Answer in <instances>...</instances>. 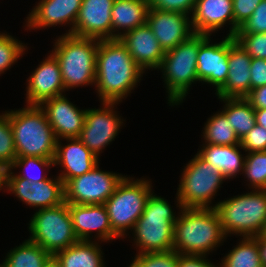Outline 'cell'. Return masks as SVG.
Listing matches in <instances>:
<instances>
[{
	"label": "cell",
	"instance_id": "d6986e66",
	"mask_svg": "<svg viewBox=\"0 0 266 267\" xmlns=\"http://www.w3.org/2000/svg\"><path fill=\"white\" fill-rule=\"evenodd\" d=\"M146 23L164 52L172 50L194 34L191 16L181 12L149 8Z\"/></svg>",
	"mask_w": 266,
	"mask_h": 267
},
{
	"label": "cell",
	"instance_id": "e575fe53",
	"mask_svg": "<svg viewBox=\"0 0 266 267\" xmlns=\"http://www.w3.org/2000/svg\"><path fill=\"white\" fill-rule=\"evenodd\" d=\"M17 158L7 110L0 113V165L10 167Z\"/></svg>",
	"mask_w": 266,
	"mask_h": 267
},
{
	"label": "cell",
	"instance_id": "f546056e",
	"mask_svg": "<svg viewBox=\"0 0 266 267\" xmlns=\"http://www.w3.org/2000/svg\"><path fill=\"white\" fill-rule=\"evenodd\" d=\"M238 242L220 259V267H262L255 237H239Z\"/></svg>",
	"mask_w": 266,
	"mask_h": 267
},
{
	"label": "cell",
	"instance_id": "9c48e42d",
	"mask_svg": "<svg viewBox=\"0 0 266 267\" xmlns=\"http://www.w3.org/2000/svg\"><path fill=\"white\" fill-rule=\"evenodd\" d=\"M183 167L176 191L183 208H215L217 193L224 187L225 181L229 182L222 172L198 153Z\"/></svg>",
	"mask_w": 266,
	"mask_h": 267
},
{
	"label": "cell",
	"instance_id": "c3c4849f",
	"mask_svg": "<svg viewBox=\"0 0 266 267\" xmlns=\"http://www.w3.org/2000/svg\"><path fill=\"white\" fill-rule=\"evenodd\" d=\"M42 267H60L59 263L57 260L51 256L44 264Z\"/></svg>",
	"mask_w": 266,
	"mask_h": 267
},
{
	"label": "cell",
	"instance_id": "ac0fdd59",
	"mask_svg": "<svg viewBox=\"0 0 266 267\" xmlns=\"http://www.w3.org/2000/svg\"><path fill=\"white\" fill-rule=\"evenodd\" d=\"M66 95L47 99L39 105L57 140L79 138L85 123L87 108L81 109Z\"/></svg>",
	"mask_w": 266,
	"mask_h": 267
},
{
	"label": "cell",
	"instance_id": "7c38bea8",
	"mask_svg": "<svg viewBox=\"0 0 266 267\" xmlns=\"http://www.w3.org/2000/svg\"><path fill=\"white\" fill-rule=\"evenodd\" d=\"M99 167L98 164L91 171L70 179L64 185L66 203L97 205L106 202L126 175Z\"/></svg>",
	"mask_w": 266,
	"mask_h": 267
},
{
	"label": "cell",
	"instance_id": "5bb4252c",
	"mask_svg": "<svg viewBox=\"0 0 266 267\" xmlns=\"http://www.w3.org/2000/svg\"><path fill=\"white\" fill-rule=\"evenodd\" d=\"M7 193L33 210L51 208L65 202L64 182L58 175L36 183L21 177H7Z\"/></svg>",
	"mask_w": 266,
	"mask_h": 267
},
{
	"label": "cell",
	"instance_id": "b9f144b4",
	"mask_svg": "<svg viewBox=\"0 0 266 267\" xmlns=\"http://www.w3.org/2000/svg\"><path fill=\"white\" fill-rule=\"evenodd\" d=\"M209 256L193 255V254H178L177 267H220V262H211Z\"/></svg>",
	"mask_w": 266,
	"mask_h": 267
},
{
	"label": "cell",
	"instance_id": "d590c367",
	"mask_svg": "<svg viewBox=\"0 0 266 267\" xmlns=\"http://www.w3.org/2000/svg\"><path fill=\"white\" fill-rule=\"evenodd\" d=\"M233 38L251 58L266 59V33H235Z\"/></svg>",
	"mask_w": 266,
	"mask_h": 267
},
{
	"label": "cell",
	"instance_id": "83f0119b",
	"mask_svg": "<svg viewBox=\"0 0 266 267\" xmlns=\"http://www.w3.org/2000/svg\"><path fill=\"white\" fill-rule=\"evenodd\" d=\"M223 104L221 111L226 115L235 134L241 140L256 124L255 110L245 98H217Z\"/></svg>",
	"mask_w": 266,
	"mask_h": 267
},
{
	"label": "cell",
	"instance_id": "f907efd6",
	"mask_svg": "<svg viewBox=\"0 0 266 267\" xmlns=\"http://www.w3.org/2000/svg\"><path fill=\"white\" fill-rule=\"evenodd\" d=\"M262 234H263V235H266V226H265V228H264Z\"/></svg>",
	"mask_w": 266,
	"mask_h": 267
},
{
	"label": "cell",
	"instance_id": "8992f818",
	"mask_svg": "<svg viewBox=\"0 0 266 267\" xmlns=\"http://www.w3.org/2000/svg\"><path fill=\"white\" fill-rule=\"evenodd\" d=\"M17 157L54 159L57 139L39 105L7 110Z\"/></svg>",
	"mask_w": 266,
	"mask_h": 267
},
{
	"label": "cell",
	"instance_id": "f35d334b",
	"mask_svg": "<svg viewBox=\"0 0 266 267\" xmlns=\"http://www.w3.org/2000/svg\"><path fill=\"white\" fill-rule=\"evenodd\" d=\"M236 33H266V0H262L253 14Z\"/></svg>",
	"mask_w": 266,
	"mask_h": 267
},
{
	"label": "cell",
	"instance_id": "7402d4cb",
	"mask_svg": "<svg viewBox=\"0 0 266 267\" xmlns=\"http://www.w3.org/2000/svg\"><path fill=\"white\" fill-rule=\"evenodd\" d=\"M194 33L213 35L228 27L226 35L234 36V14L232 0H196L191 15Z\"/></svg>",
	"mask_w": 266,
	"mask_h": 267
},
{
	"label": "cell",
	"instance_id": "8d00e7d4",
	"mask_svg": "<svg viewBox=\"0 0 266 267\" xmlns=\"http://www.w3.org/2000/svg\"><path fill=\"white\" fill-rule=\"evenodd\" d=\"M134 259L141 267H177V252H148L135 254Z\"/></svg>",
	"mask_w": 266,
	"mask_h": 267
},
{
	"label": "cell",
	"instance_id": "603a6c76",
	"mask_svg": "<svg viewBox=\"0 0 266 267\" xmlns=\"http://www.w3.org/2000/svg\"><path fill=\"white\" fill-rule=\"evenodd\" d=\"M119 39L135 63L145 73H148L146 72L148 70L155 71L160 67L165 52L147 23L130 30Z\"/></svg>",
	"mask_w": 266,
	"mask_h": 267
},
{
	"label": "cell",
	"instance_id": "5b68a950",
	"mask_svg": "<svg viewBox=\"0 0 266 267\" xmlns=\"http://www.w3.org/2000/svg\"><path fill=\"white\" fill-rule=\"evenodd\" d=\"M50 52L58 60L65 91L94 87L98 40L71 34L57 35Z\"/></svg>",
	"mask_w": 266,
	"mask_h": 267
},
{
	"label": "cell",
	"instance_id": "cb8c5ba5",
	"mask_svg": "<svg viewBox=\"0 0 266 267\" xmlns=\"http://www.w3.org/2000/svg\"><path fill=\"white\" fill-rule=\"evenodd\" d=\"M251 56L229 36L228 77L215 94L218 98H245L250 92Z\"/></svg>",
	"mask_w": 266,
	"mask_h": 267
},
{
	"label": "cell",
	"instance_id": "ee69618b",
	"mask_svg": "<svg viewBox=\"0 0 266 267\" xmlns=\"http://www.w3.org/2000/svg\"><path fill=\"white\" fill-rule=\"evenodd\" d=\"M245 99L255 109H266V85L252 89Z\"/></svg>",
	"mask_w": 266,
	"mask_h": 267
},
{
	"label": "cell",
	"instance_id": "4dcf8cb0",
	"mask_svg": "<svg viewBox=\"0 0 266 267\" xmlns=\"http://www.w3.org/2000/svg\"><path fill=\"white\" fill-rule=\"evenodd\" d=\"M50 257L41 246L25 239L8 250L2 262L6 267H42Z\"/></svg>",
	"mask_w": 266,
	"mask_h": 267
},
{
	"label": "cell",
	"instance_id": "4fadbf2b",
	"mask_svg": "<svg viewBox=\"0 0 266 267\" xmlns=\"http://www.w3.org/2000/svg\"><path fill=\"white\" fill-rule=\"evenodd\" d=\"M38 2V3H37ZM28 12L23 28L32 32L50 27H68L62 35L72 34L82 0H38Z\"/></svg>",
	"mask_w": 266,
	"mask_h": 267
},
{
	"label": "cell",
	"instance_id": "44dd1931",
	"mask_svg": "<svg viewBox=\"0 0 266 267\" xmlns=\"http://www.w3.org/2000/svg\"><path fill=\"white\" fill-rule=\"evenodd\" d=\"M113 3L114 0H82L71 35L97 40L112 39Z\"/></svg>",
	"mask_w": 266,
	"mask_h": 267
},
{
	"label": "cell",
	"instance_id": "9a60e30c",
	"mask_svg": "<svg viewBox=\"0 0 266 267\" xmlns=\"http://www.w3.org/2000/svg\"><path fill=\"white\" fill-rule=\"evenodd\" d=\"M214 41L210 35L200 45L196 68L198 81L213 87L216 94L228 77L229 36L223 35L221 41Z\"/></svg>",
	"mask_w": 266,
	"mask_h": 267
},
{
	"label": "cell",
	"instance_id": "52a82bcc",
	"mask_svg": "<svg viewBox=\"0 0 266 267\" xmlns=\"http://www.w3.org/2000/svg\"><path fill=\"white\" fill-rule=\"evenodd\" d=\"M215 210L227 238L255 237L266 226V190L247 189L243 194L221 199Z\"/></svg>",
	"mask_w": 266,
	"mask_h": 267
},
{
	"label": "cell",
	"instance_id": "d4e9b609",
	"mask_svg": "<svg viewBox=\"0 0 266 267\" xmlns=\"http://www.w3.org/2000/svg\"><path fill=\"white\" fill-rule=\"evenodd\" d=\"M199 147L197 153L206 162L220 170L227 180L232 181L242 175L246 153L244 154L240 144L226 146L200 144Z\"/></svg>",
	"mask_w": 266,
	"mask_h": 267
},
{
	"label": "cell",
	"instance_id": "e0dca14e",
	"mask_svg": "<svg viewBox=\"0 0 266 267\" xmlns=\"http://www.w3.org/2000/svg\"><path fill=\"white\" fill-rule=\"evenodd\" d=\"M26 82V105H40L47 99L66 94L59 62L50 51L31 71Z\"/></svg>",
	"mask_w": 266,
	"mask_h": 267
},
{
	"label": "cell",
	"instance_id": "816d5d0a",
	"mask_svg": "<svg viewBox=\"0 0 266 267\" xmlns=\"http://www.w3.org/2000/svg\"><path fill=\"white\" fill-rule=\"evenodd\" d=\"M0 267H6L3 262H0Z\"/></svg>",
	"mask_w": 266,
	"mask_h": 267
},
{
	"label": "cell",
	"instance_id": "7bdbcfd3",
	"mask_svg": "<svg viewBox=\"0 0 266 267\" xmlns=\"http://www.w3.org/2000/svg\"><path fill=\"white\" fill-rule=\"evenodd\" d=\"M250 72V91L266 85V59L252 58Z\"/></svg>",
	"mask_w": 266,
	"mask_h": 267
},
{
	"label": "cell",
	"instance_id": "836d02e7",
	"mask_svg": "<svg viewBox=\"0 0 266 267\" xmlns=\"http://www.w3.org/2000/svg\"><path fill=\"white\" fill-rule=\"evenodd\" d=\"M242 176L246 189L266 190V151L246 153Z\"/></svg>",
	"mask_w": 266,
	"mask_h": 267
},
{
	"label": "cell",
	"instance_id": "7dc6e473",
	"mask_svg": "<svg viewBox=\"0 0 266 267\" xmlns=\"http://www.w3.org/2000/svg\"><path fill=\"white\" fill-rule=\"evenodd\" d=\"M256 124L266 128V109H255Z\"/></svg>",
	"mask_w": 266,
	"mask_h": 267
},
{
	"label": "cell",
	"instance_id": "d6a6232c",
	"mask_svg": "<svg viewBox=\"0 0 266 267\" xmlns=\"http://www.w3.org/2000/svg\"><path fill=\"white\" fill-rule=\"evenodd\" d=\"M28 47V43L22 42L12 33L0 31V76L6 74L18 60L23 59V55L28 54Z\"/></svg>",
	"mask_w": 266,
	"mask_h": 267
},
{
	"label": "cell",
	"instance_id": "30bf717a",
	"mask_svg": "<svg viewBox=\"0 0 266 267\" xmlns=\"http://www.w3.org/2000/svg\"><path fill=\"white\" fill-rule=\"evenodd\" d=\"M27 224L30 235L27 239L41 246L51 256L79 241L66 202L35 210Z\"/></svg>",
	"mask_w": 266,
	"mask_h": 267
},
{
	"label": "cell",
	"instance_id": "277c9868",
	"mask_svg": "<svg viewBox=\"0 0 266 267\" xmlns=\"http://www.w3.org/2000/svg\"><path fill=\"white\" fill-rule=\"evenodd\" d=\"M210 35L194 33L172 50L165 52L157 71H160L171 108L182 105L192 85L200 83L197 76V56L200 45Z\"/></svg>",
	"mask_w": 266,
	"mask_h": 267
},
{
	"label": "cell",
	"instance_id": "4316f807",
	"mask_svg": "<svg viewBox=\"0 0 266 267\" xmlns=\"http://www.w3.org/2000/svg\"><path fill=\"white\" fill-rule=\"evenodd\" d=\"M100 241L79 240L53 257L60 267H107ZM101 244V245H100Z\"/></svg>",
	"mask_w": 266,
	"mask_h": 267
},
{
	"label": "cell",
	"instance_id": "bcb514c9",
	"mask_svg": "<svg viewBox=\"0 0 266 267\" xmlns=\"http://www.w3.org/2000/svg\"><path fill=\"white\" fill-rule=\"evenodd\" d=\"M9 168L3 165H0V191L7 193V175Z\"/></svg>",
	"mask_w": 266,
	"mask_h": 267
},
{
	"label": "cell",
	"instance_id": "6da1fadb",
	"mask_svg": "<svg viewBox=\"0 0 266 267\" xmlns=\"http://www.w3.org/2000/svg\"><path fill=\"white\" fill-rule=\"evenodd\" d=\"M146 75L120 39L98 40L94 91L100 102L122 103Z\"/></svg>",
	"mask_w": 266,
	"mask_h": 267
},
{
	"label": "cell",
	"instance_id": "681fc988",
	"mask_svg": "<svg viewBox=\"0 0 266 267\" xmlns=\"http://www.w3.org/2000/svg\"><path fill=\"white\" fill-rule=\"evenodd\" d=\"M127 267H141L139 263L132 257L130 265L128 264Z\"/></svg>",
	"mask_w": 266,
	"mask_h": 267
},
{
	"label": "cell",
	"instance_id": "ab89813d",
	"mask_svg": "<svg viewBox=\"0 0 266 267\" xmlns=\"http://www.w3.org/2000/svg\"><path fill=\"white\" fill-rule=\"evenodd\" d=\"M196 0H149L150 8L162 11L181 12L191 16Z\"/></svg>",
	"mask_w": 266,
	"mask_h": 267
},
{
	"label": "cell",
	"instance_id": "7a4b0ae2",
	"mask_svg": "<svg viewBox=\"0 0 266 267\" xmlns=\"http://www.w3.org/2000/svg\"><path fill=\"white\" fill-rule=\"evenodd\" d=\"M175 196L174 209L165 197L154 191L151 193L142 215L125 238L131 240L136 254L173 250L175 223L183 209L178 195ZM176 209L178 211H175Z\"/></svg>",
	"mask_w": 266,
	"mask_h": 267
},
{
	"label": "cell",
	"instance_id": "2e32d148",
	"mask_svg": "<svg viewBox=\"0 0 266 267\" xmlns=\"http://www.w3.org/2000/svg\"><path fill=\"white\" fill-rule=\"evenodd\" d=\"M74 232L78 240L109 244L120 237L112 230L104 204H68ZM94 235V236H93Z\"/></svg>",
	"mask_w": 266,
	"mask_h": 267
},
{
	"label": "cell",
	"instance_id": "1f68e13d",
	"mask_svg": "<svg viewBox=\"0 0 266 267\" xmlns=\"http://www.w3.org/2000/svg\"><path fill=\"white\" fill-rule=\"evenodd\" d=\"M52 167L54 168V159L31 156L17 157L9 167L7 177H21L30 183H36L49 179L51 177L48 176L49 169ZM16 170H20L19 173Z\"/></svg>",
	"mask_w": 266,
	"mask_h": 267
},
{
	"label": "cell",
	"instance_id": "60d3db41",
	"mask_svg": "<svg viewBox=\"0 0 266 267\" xmlns=\"http://www.w3.org/2000/svg\"><path fill=\"white\" fill-rule=\"evenodd\" d=\"M262 0H232L234 14V34L253 14Z\"/></svg>",
	"mask_w": 266,
	"mask_h": 267
},
{
	"label": "cell",
	"instance_id": "484cf974",
	"mask_svg": "<svg viewBox=\"0 0 266 267\" xmlns=\"http://www.w3.org/2000/svg\"><path fill=\"white\" fill-rule=\"evenodd\" d=\"M149 0H114L111 9L112 39L146 24Z\"/></svg>",
	"mask_w": 266,
	"mask_h": 267
},
{
	"label": "cell",
	"instance_id": "ffe728a7",
	"mask_svg": "<svg viewBox=\"0 0 266 267\" xmlns=\"http://www.w3.org/2000/svg\"><path fill=\"white\" fill-rule=\"evenodd\" d=\"M62 141H66L64 144ZM66 144V145H65ZM98 159L79 138H65L57 140L54 157V168L64 185L75 177L91 171L100 163Z\"/></svg>",
	"mask_w": 266,
	"mask_h": 267
},
{
	"label": "cell",
	"instance_id": "f1b7e54d",
	"mask_svg": "<svg viewBox=\"0 0 266 267\" xmlns=\"http://www.w3.org/2000/svg\"><path fill=\"white\" fill-rule=\"evenodd\" d=\"M202 129V144L219 146L240 144L239 138L221 110L216 111V113L207 118Z\"/></svg>",
	"mask_w": 266,
	"mask_h": 267
},
{
	"label": "cell",
	"instance_id": "8fae6325",
	"mask_svg": "<svg viewBox=\"0 0 266 267\" xmlns=\"http://www.w3.org/2000/svg\"><path fill=\"white\" fill-rule=\"evenodd\" d=\"M119 104L100 102L98 108H87L79 139L98 159L108 145L115 141L116 136L127 123L117 109Z\"/></svg>",
	"mask_w": 266,
	"mask_h": 267
},
{
	"label": "cell",
	"instance_id": "74e56055",
	"mask_svg": "<svg viewBox=\"0 0 266 267\" xmlns=\"http://www.w3.org/2000/svg\"><path fill=\"white\" fill-rule=\"evenodd\" d=\"M245 153L266 151V128L255 124L240 140Z\"/></svg>",
	"mask_w": 266,
	"mask_h": 267
},
{
	"label": "cell",
	"instance_id": "3957f363",
	"mask_svg": "<svg viewBox=\"0 0 266 267\" xmlns=\"http://www.w3.org/2000/svg\"><path fill=\"white\" fill-rule=\"evenodd\" d=\"M226 241L215 208L181 210L175 223L173 251L178 254L209 256Z\"/></svg>",
	"mask_w": 266,
	"mask_h": 267
},
{
	"label": "cell",
	"instance_id": "f6af8a7d",
	"mask_svg": "<svg viewBox=\"0 0 266 267\" xmlns=\"http://www.w3.org/2000/svg\"><path fill=\"white\" fill-rule=\"evenodd\" d=\"M260 251L262 267H266V235L262 233L255 236Z\"/></svg>",
	"mask_w": 266,
	"mask_h": 267
},
{
	"label": "cell",
	"instance_id": "ba28073f",
	"mask_svg": "<svg viewBox=\"0 0 266 267\" xmlns=\"http://www.w3.org/2000/svg\"><path fill=\"white\" fill-rule=\"evenodd\" d=\"M126 175L104 203L112 230L124 240L142 215L153 189L152 179Z\"/></svg>",
	"mask_w": 266,
	"mask_h": 267
}]
</instances>
